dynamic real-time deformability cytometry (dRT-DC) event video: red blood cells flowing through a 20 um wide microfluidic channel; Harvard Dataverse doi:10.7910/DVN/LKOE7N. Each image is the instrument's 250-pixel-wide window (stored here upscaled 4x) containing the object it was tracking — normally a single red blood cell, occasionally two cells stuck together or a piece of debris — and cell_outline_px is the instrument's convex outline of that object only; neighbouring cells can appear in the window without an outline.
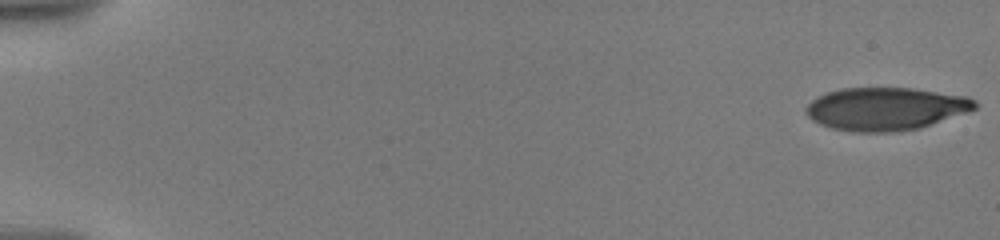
{"species": "human", "species_latin": "Homo sapiens", "temperature_condition": "warm", "stored_images_in_passage": 20, "camera_frame_rate_fps": 3000, "um_per_image_px": 0.085, "donor": {"sex": "male"}, "frame": {"image": 1, "passage_image": 1, "time_ms": 0.0, "image_size_px": [1000, 240], "cell_outline_px": [[976, 108], [920, 128], [892, 132], [852, 132], [832, 128], [820, 124], [812, 120], [804, 112], [804, 108], [816, 96], [828, 92], [844, 88], [912, 88], [968, 96], [976, 100]], "centroid_in_image_um": [75.24, 9.25], "position_along_channel_um": 9.8, "area_um2": 42.14}}